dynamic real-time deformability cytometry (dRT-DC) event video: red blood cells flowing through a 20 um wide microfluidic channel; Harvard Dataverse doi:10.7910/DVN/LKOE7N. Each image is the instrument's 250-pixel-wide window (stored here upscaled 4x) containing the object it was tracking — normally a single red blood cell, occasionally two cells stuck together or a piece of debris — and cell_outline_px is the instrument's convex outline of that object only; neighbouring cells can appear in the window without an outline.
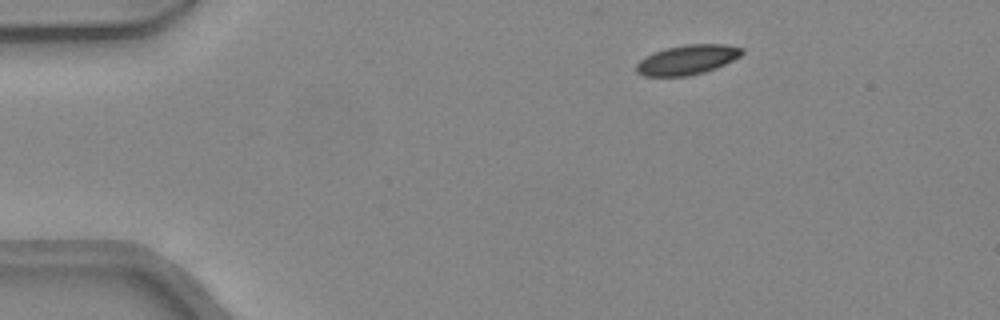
{"species": "common noctule bat (a hibernating species)", "species_latin": "Nyctalus noctula", "temperature_condition": "warm", "stored_images_in_passage": 41, "camera_frame_rate_fps": 3000, "um_per_image_px": 0.085, "animal": {"sex": "female", "body_mass_g": 24.6, "forearm_length_mm": 56.2}, "frame": {"image": 1, "passage_image": 1, "time_ms": 0.0, "image_size_px": [1000, 320], "cell_outline_px": [[744, 52], [740, 56], [716, 68], [704, 72], [688, 76], [644, 76], [636, 72], [636, 64], [640, 60], [652, 52], [664, 48], [684, 44], [724, 44], [744, 48]], "centroid_in_image_um": [58.4, 5.07], "position_along_channel_um": 26.6, "area_um2": 18.38}}
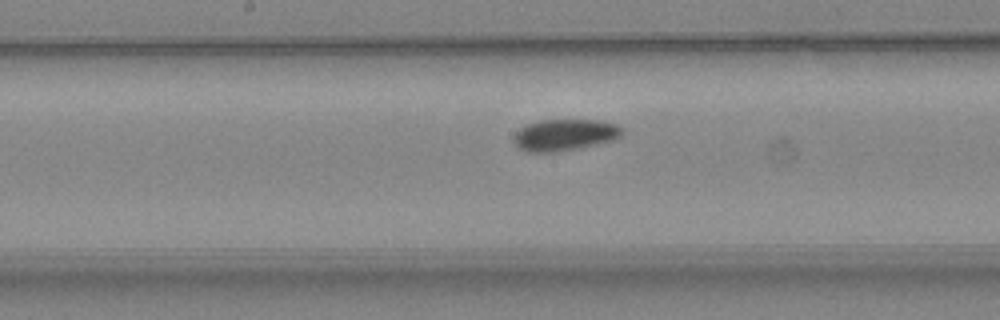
{"frame": {"image": 2, "passage_image": 18, "time_ms": 5.667, "image_size_px": [1000, 320], "cell_outline_px": [[624, 132], [620, 136], [612, 140], [576, 148], [556, 152], [524, 152], [516, 148], [512, 144], [512, 136], [520, 128], [528, 124], [540, 120], [604, 120], [616, 124], [624, 128]], "centroid_in_image_um": [47.94, 11.47], "position_along_channel_um": 200.3, "area_um2": 20.17}}
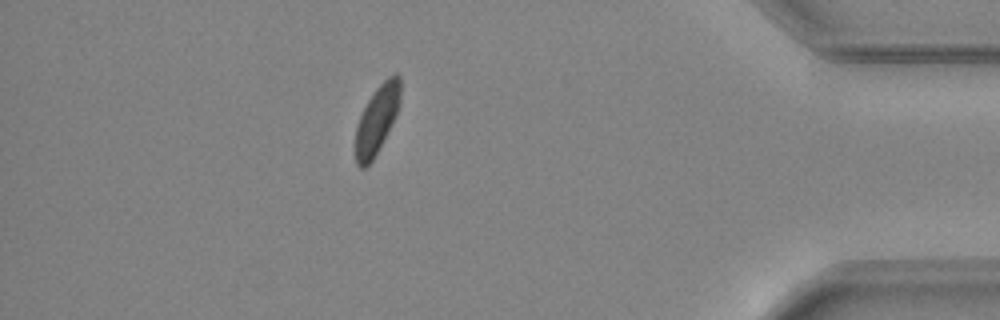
{"frame": {"image": 3, "passage_image": 35, "time_ms": 11.333, "image_size_px": [1000, 320], "cell_outline_px": [[400, 104], [396, 116], [372, 160], [364, 168], [360, 168], [356, 164], [356, 128], [360, 116], [368, 100], [376, 88], [388, 76], [396, 72], [400, 76]], "centroid_in_image_um": [32.06, 10.12], "position_along_channel_um": 403.1, "area_um2": 17.51}, "authors_computed_cell_mechanics": {"area_um2": 19.074, "velocity_mm_per_s": 4.3499, "shape_relaxation_time_tau1_ms": 4.6442, "shape_relaxation_time_tau2_ms": null, "deformation_change_tau1": 0.0837, "deformation_change_tau2": null}}